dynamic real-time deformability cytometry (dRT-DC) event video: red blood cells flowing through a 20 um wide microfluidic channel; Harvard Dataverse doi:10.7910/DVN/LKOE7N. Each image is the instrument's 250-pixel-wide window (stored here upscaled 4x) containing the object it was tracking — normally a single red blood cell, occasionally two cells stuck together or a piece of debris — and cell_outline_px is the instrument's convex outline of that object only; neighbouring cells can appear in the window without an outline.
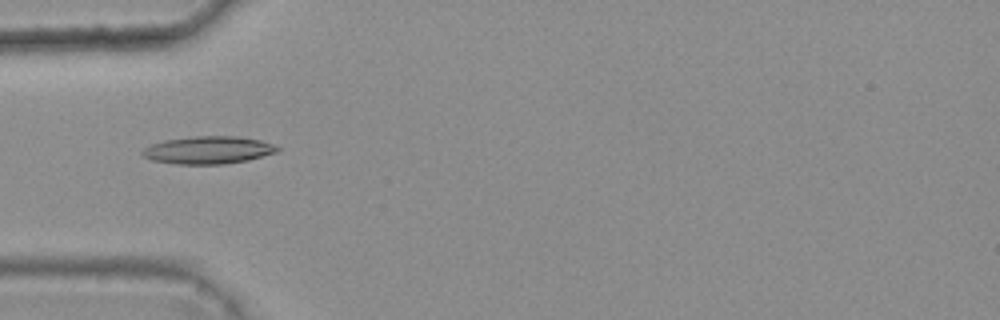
{"species": "common noctule bat (a hibernating species)", "species_latin": "Nyctalus noctula", "temperature_condition": "warm", "stored_images_in_passage": 7, "camera_frame_rate_fps": 3000, "um_per_image_px": 0.085, "animal": {"sex": "female", "body_mass_g": 25.1}, "frame": {"image": 1, "passage_image": 4, "time_ms": 1.0, "image_size_px": [1000, 320], "cell_outline_px": [[280, 148], [276, 152], [248, 160], [224, 164], [176, 164], [152, 160], [144, 156], [140, 152], [144, 148], [152, 144], [164, 140], [196, 136], [236, 136], [260, 140], [272, 144]], "centroid_in_image_um": [17.68, 12.75], "position_along_channel_um": 67.3, "area_um2": 21.56}}
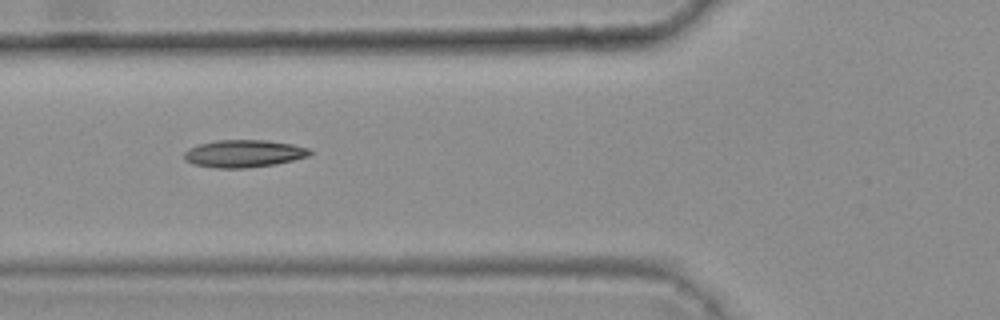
{"frame": {"image": 2, "passage_image": 5, "time_ms": 1.333, "image_size_px": [1000, 320], "cell_outline_px": [[312, 152], [308, 156], [276, 164], [248, 168], [216, 168], [192, 164], [184, 160], [184, 152], [188, 148], [200, 144], [216, 140], [268, 140], [292, 144], [308, 148]], "centroid_in_image_um": [20.69, 13.06], "position_along_channel_um": 105.1, "area_um2": 20.17}}
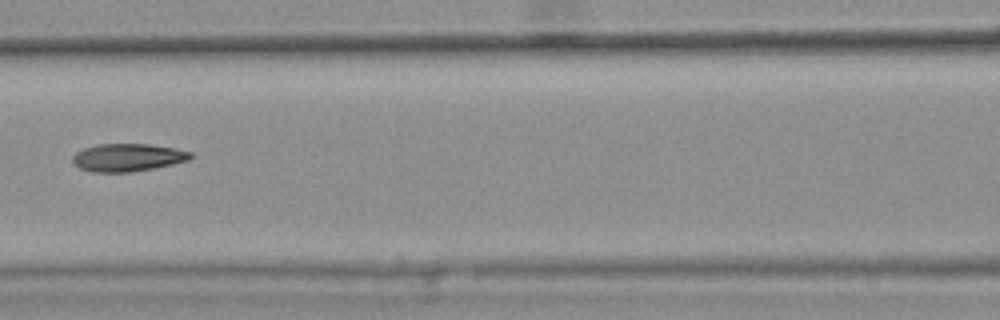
{"frame": {"image": 3, "passage_image": 6, "time_ms": 1.667, "image_size_px": [1000, 320], "cell_outline_px": [[192, 156], [188, 160], [172, 164], [152, 168], [128, 172], [92, 172], [80, 168], [72, 160], [72, 156], [76, 152], [84, 148], [96, 144], [148, 144], [176, 148], [192, 152]], "centroid_in_image_um": [10.84, 13.37], "position_along_channel_um": 155.8, "area_um2": 18.96}}